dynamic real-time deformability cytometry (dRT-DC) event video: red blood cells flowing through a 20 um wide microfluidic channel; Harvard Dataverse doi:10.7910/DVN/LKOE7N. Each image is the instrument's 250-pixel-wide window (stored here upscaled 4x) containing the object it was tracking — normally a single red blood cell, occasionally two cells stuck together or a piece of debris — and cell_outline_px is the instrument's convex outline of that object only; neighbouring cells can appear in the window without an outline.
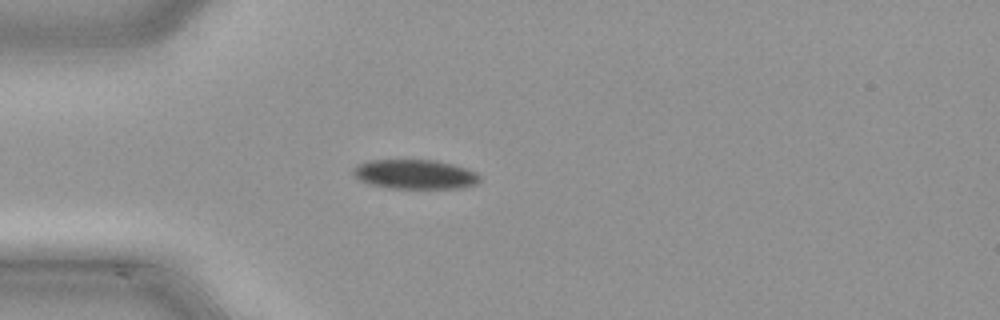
{"species": "common noctule bat (a hibernating species)", "species_latin": "Nyctalus noctula", "temperature_condition": "cold", "stored_images_in_passage": 37, "camera_frame_rate_fps": 3000, "um_per_image_px": 0.085, "animal": {"sex": "male", "body_mass_g": 21.5, "forearm_length_mm": 52.0}, "frame": {"image": 1, "passage_image": 7, "time_ms": 2.0, "image_size_px": [1000, 320], "cell_outline_px": [[480, 180], [476, 184], [460, 188], [392, 188], [368, 184], [360, 180], [352, 172], [352, 168], [356, 164], [368, 160], [436, 160], [468, 168], [476, 172], [480, 176]], "centroid_in_image_um": [35.26, 14.81], "position_along_channel_um": 49.7, "area_um2": 21.85}}
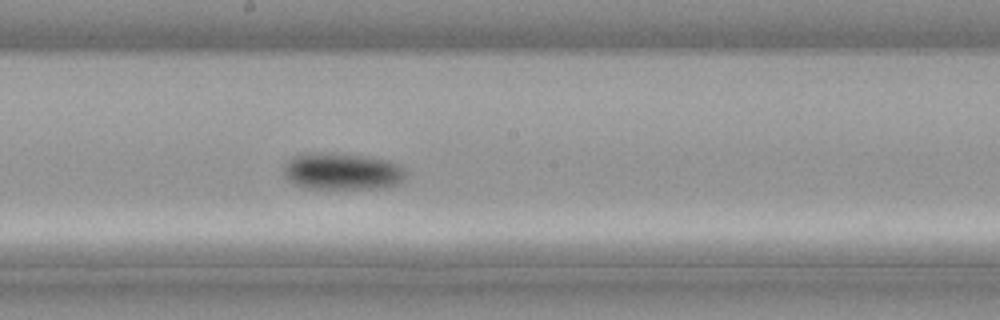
{"frame": {"image": 2, "passage_image": 20, "time_ms": 6.333, "image_size_px": [1000, 320], "cell_outline_px": [[408, 172], [404, 180], [400, 184], [380, 188], [308, 188], [296, 184], [288, 180], [284, 176], [284, 164], [292, 156], [304, 152], [336, 152], [368, 156], [388, 160], [400, 164]], "centroid_in_image_um": [29.11, 14.53], "position_along_channel_um": 219.1, "area_um2": 26.88}}
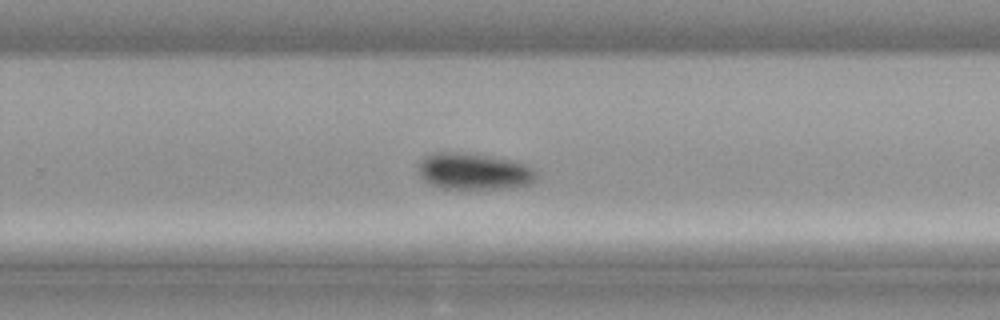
{"frame": {"image": 3, "passage_image": 25, "time_ms": 8.0, "image_size_px": [1000, 320], "cell_outline_px": [[536, 180], [532, 184], [508, 188], [440, 188], [424, 180], [420, 176], [420, 164], [424, 156], [436, 152], [460, 152], [508, 160], [524, 164], [536, 172]], "centroid_in_image_um": [40.28, 14.58], "position_along_channel_um": 289.5, "area_um2": 24.57}}